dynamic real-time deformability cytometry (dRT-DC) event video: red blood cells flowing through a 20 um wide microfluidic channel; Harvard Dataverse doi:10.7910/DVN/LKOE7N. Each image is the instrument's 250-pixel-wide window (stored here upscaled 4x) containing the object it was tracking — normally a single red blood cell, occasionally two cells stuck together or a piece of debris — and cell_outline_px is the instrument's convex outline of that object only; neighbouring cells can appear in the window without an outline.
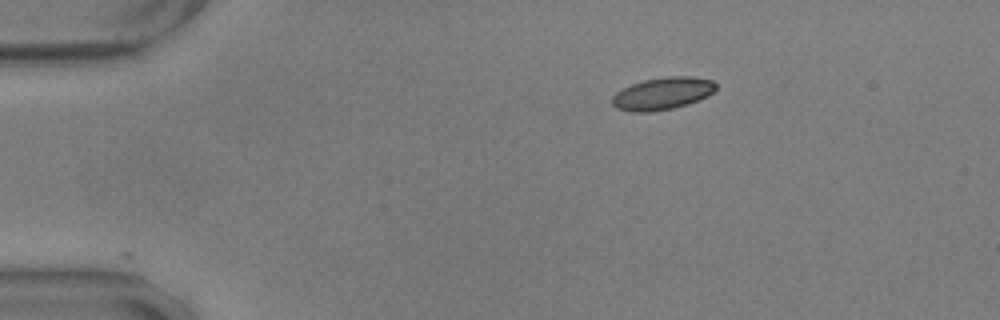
{"species": "common noctule bat (a hibernating species)", "species_latin": "Nyctalus noctula", "temperature_condition": "warm", "stored_images_in_passage": 22, "camera_frame_rate_fps": 3000, "um_per_image_px": 0.085, "animal": {"sex": "male", "body_mass_g": 17.9, "forearm_length_mm": 54.2}, "frame": {"image": 1, "passage_image": 1, "time_ms": 0.0, "image_size_px": [1000, 320], "cell_outline_px": [[716, 88], [708, 96], [688, 104], [672, 108], [648, 112], [632, 112], [616, 108], [612, 104], [612, 96], [616, 92], [632, 84], [644, 80], [668, 76], [692, 76], [712, 80], [716, 84]], "centroid_in_image_um": [56.31, 7.95], "position_along_channel_um": 28.7, "area_um2": 19.48}}
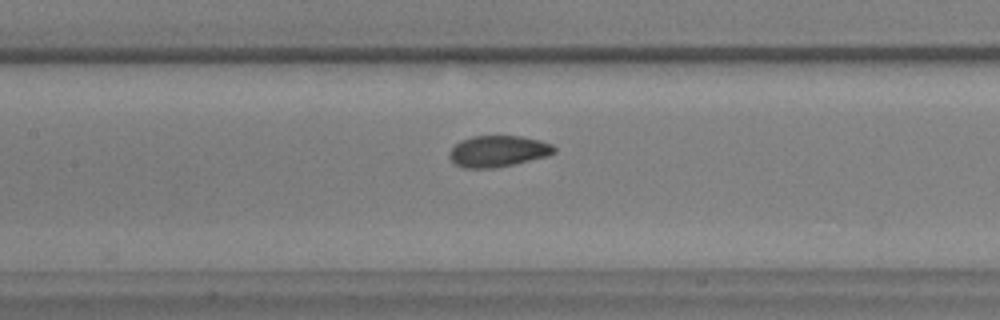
{"frame": {"image": 2, "passage_image": 18, "time_ms": 5.667, "image_size_px": [1000, 320], "cell_outline_px": [[556, 152], [548, 156], [516, 164], [496, 168], [464, 168], [456, 164], [448, 156], [452, 148], [460, 140], [472, 136], [520, 136], [540, 140], [552, 144], [556, 148]], "centroid_in_image_um": [42.36, 12.86], "position_along_channel_um": 165.0, "area_um2": 19.25}}